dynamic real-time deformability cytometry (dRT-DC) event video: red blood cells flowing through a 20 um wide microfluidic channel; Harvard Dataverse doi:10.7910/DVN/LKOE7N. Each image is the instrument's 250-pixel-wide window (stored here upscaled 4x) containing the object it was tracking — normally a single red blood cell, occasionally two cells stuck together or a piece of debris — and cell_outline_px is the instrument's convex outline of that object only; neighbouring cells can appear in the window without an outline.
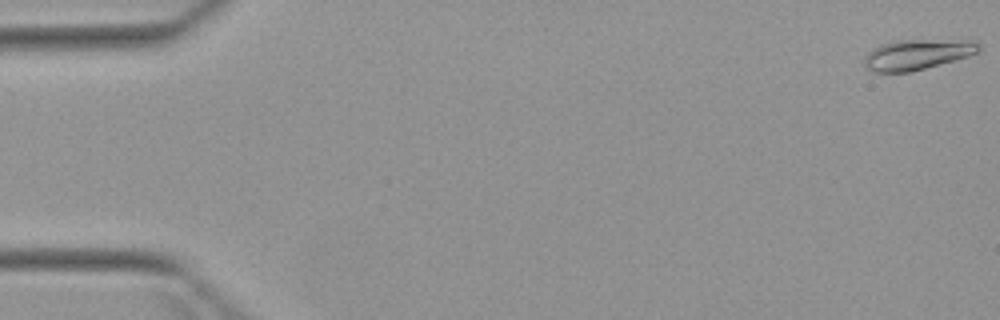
{"species": "Egyptian fruit bat (a non-hibernating species)", "species_latin": "Rousettus aegyptiacus", "temperature_condition": "warm", "stored_images_in_passage": 3, "camera_frame_rate_fps": 3000, "um_per_image_px": 0.085, "animal": {"sex": "female"}, "frame": {"image": 1, "passage_image": 1, "time_ms": 0.0, "image_size_px": [1000, 320], "cell_outline_px": [[980, 48], [976, 52], [968, 56], [956, 60], [908, 72], [872, 72], [864, 64], [864, 56], [872, 48], [880, 44], [892, 40], [924, 40], [980, 44]], "centroid_in_image_um": [77.79, 4.66], "position_along_channel_um": 7.2, "area_um2": 19.59}}